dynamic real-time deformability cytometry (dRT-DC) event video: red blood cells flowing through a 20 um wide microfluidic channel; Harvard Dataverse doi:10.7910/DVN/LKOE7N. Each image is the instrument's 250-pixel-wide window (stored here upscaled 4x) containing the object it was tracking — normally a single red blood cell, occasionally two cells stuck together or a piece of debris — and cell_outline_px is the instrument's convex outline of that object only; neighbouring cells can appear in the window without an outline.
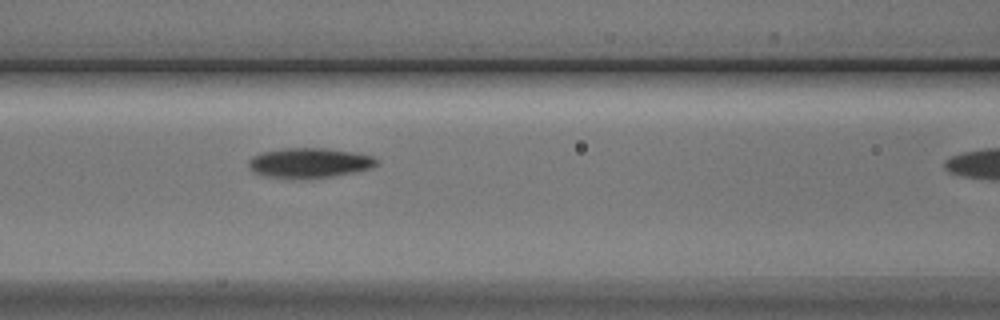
{"species": "Egyptian fruit bat (a non-hibernating species)", "species_latin": "Rousettus aegyptiacus", "temperature_condition": "cold", "stored_images_in_passage": 5, "segment_of_instrument_passage": [1, 2], "camera_frame_rate_fps": 3000, "um_per_image_px": 0.085, "animal": {"sex": "male"}, "frame": {"image": 1, "passage_image": 4, "time_ms": 4.0, "image_size_px": [1000, 320], "cell_outline_px": [[380, 164], [372, 168], [332, 176], [264, 176], [252, 172], [248, 168], [248, 160], [252, 156], [260, 152], [280, 148], [328, 148], [352, 152], [372, 156]], "centroid_in_image_um": [26.26, 13.8], "position_along_channel_um": 140.3, "area_um2": 21.79}}